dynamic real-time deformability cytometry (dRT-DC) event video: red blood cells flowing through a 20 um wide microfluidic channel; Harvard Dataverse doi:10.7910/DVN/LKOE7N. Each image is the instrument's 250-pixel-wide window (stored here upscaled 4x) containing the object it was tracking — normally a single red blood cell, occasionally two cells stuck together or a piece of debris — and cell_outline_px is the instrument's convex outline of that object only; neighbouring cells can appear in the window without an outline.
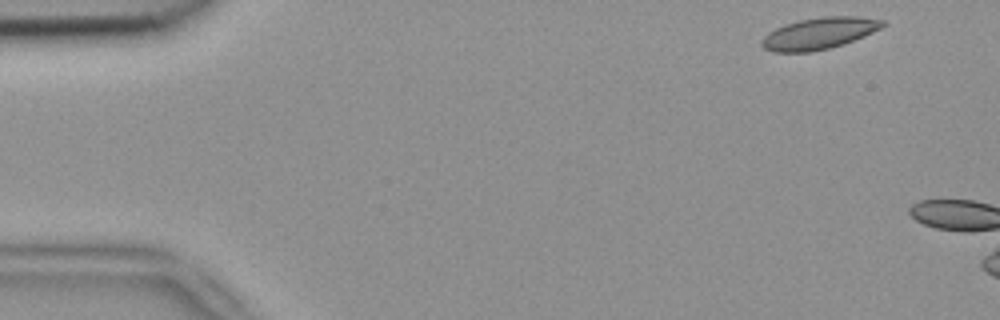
{"species": "common noctule bat (a hibernating species)", "species_latin": "Nyctalus noctula", "temperature_condition": "room temperature", "stored_images_in_passage": 2, "camera_frame_rate_fps": 3000, "um_per_image_px": 0.085, "animal": {"sex": "female", "body_mass_g": 18.4}, "frame": {"image": 1, "passage_image": 1, "time_ms": 0.0, "image_size_px": [1000, 320], "cell_outline_px": [[888, 24], [864, 36], [844, 44], [812, 52], [772, 52], [764, 48], [760, 44], [760, 40], [768, 32], [784, 24], [800, 20], [824, 16], [856, 16], [884, 20]], "centroid_in_image_um": [69.61, 2.84], "position_along_channel_um": 15.4, "area_um2": 22.37}}